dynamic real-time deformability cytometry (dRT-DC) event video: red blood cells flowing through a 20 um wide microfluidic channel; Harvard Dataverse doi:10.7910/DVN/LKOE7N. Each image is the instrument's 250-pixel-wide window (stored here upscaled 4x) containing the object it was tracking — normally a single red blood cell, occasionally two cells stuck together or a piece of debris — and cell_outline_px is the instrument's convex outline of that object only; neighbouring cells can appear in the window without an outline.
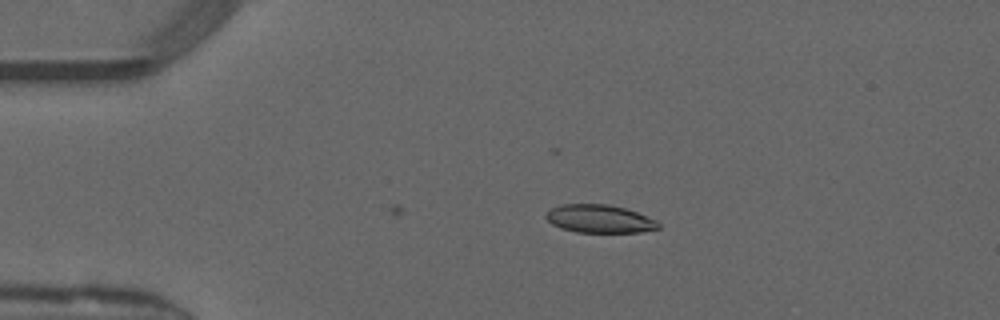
{"species": "common noctule bat (a hibernating species)", "species_latin": "Nyctalus noctula", "temperature_condition": "warm", "stored_images_in_passage": 9, "camera_frame_rate_fps": 3000, "um_per_image_px": 0.085, "animal": {"sex": "male", "forearm_length_mm": 52.5}, "frame": {"image": 1, "passage_image": 1, "time_ms": 0.0, "image_size_px": [1000, 320], "cell_outline_px": [[660, 228], [640, 232], [576, 232], [560, 228], [552, 224], [544, 216], [552, 208], [560, 204], [608, 204], [624, 208], [636, 212], [656, 220], [660, 224]], "centroid_in_image_um": [50.95, 18.6], "position_along_channel_um": 34.1, "area_um2": 18.32}}
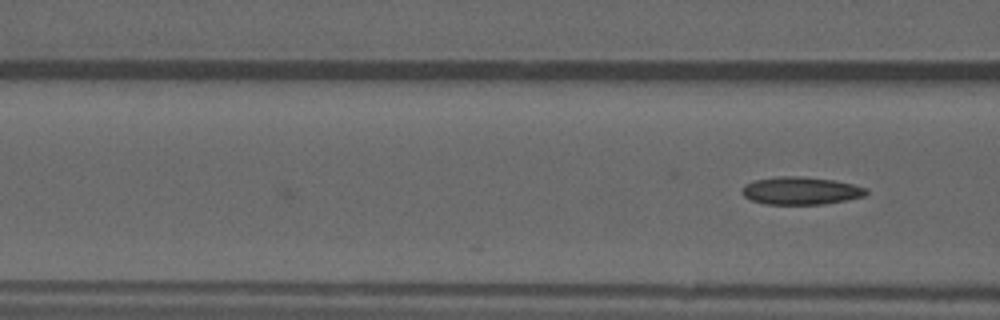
{"frame": {"image": 2, "passage_image": 9, "time_ms": 2.667, "image_size_px": [1000, 320], "cell_outline_px": [[868, 192], [864, 196], [824, 204], [764, 204], [752, 200], [744, 196], [740, 192], [744, 184], [756, 180], [780, 176], [800, 176], [836, 180], [868, 188]], "centroid_in_image_um": [68.06, 16.21], "position_along_channel_um": 98.5, "area_um2": 20.06}}